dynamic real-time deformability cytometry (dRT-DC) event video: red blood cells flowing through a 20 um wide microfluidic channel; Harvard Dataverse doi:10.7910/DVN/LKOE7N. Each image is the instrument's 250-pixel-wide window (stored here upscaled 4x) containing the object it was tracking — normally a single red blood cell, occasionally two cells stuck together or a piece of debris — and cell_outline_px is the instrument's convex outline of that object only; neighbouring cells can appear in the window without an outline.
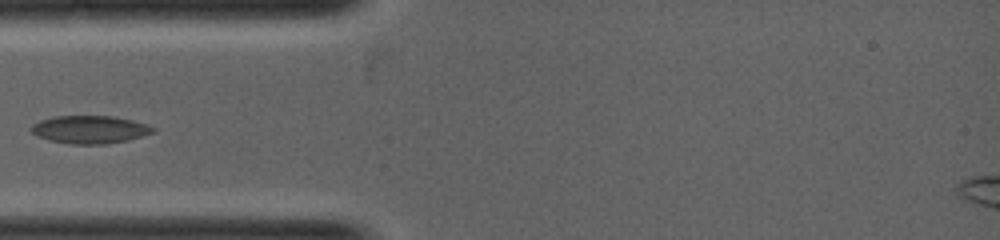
{"species": "common noctule bat (a hibernating species)", "species_latin": "Nyctalus noctula", "temperature_condition": "warm", "stored_images_in_passage": 1, "camera_frame_rate_fps": 5000, "um_per_image_px": 0.085, "animal": {"sex": "female", "body_mass_g": 19.0, "forearm_length_mm": 53.3}, "frame": {"image": 1, "passage_image": 1, "time_ms": 0.0, "image_size_px": [1000, 240], "cell_outline_px": [[156, 132], [128, 140], [104, 144], [72, 144], [48, 140], [36, 136], [28, 128], [32, 124], [40, 120], [52, 116], [112, 116], [132, 120], [148, 124], [156, 128]], "centroid_in_image_um": [7.62, 11.01], "position_along_channel_um": 77.4, "area_um2": 20.0}}